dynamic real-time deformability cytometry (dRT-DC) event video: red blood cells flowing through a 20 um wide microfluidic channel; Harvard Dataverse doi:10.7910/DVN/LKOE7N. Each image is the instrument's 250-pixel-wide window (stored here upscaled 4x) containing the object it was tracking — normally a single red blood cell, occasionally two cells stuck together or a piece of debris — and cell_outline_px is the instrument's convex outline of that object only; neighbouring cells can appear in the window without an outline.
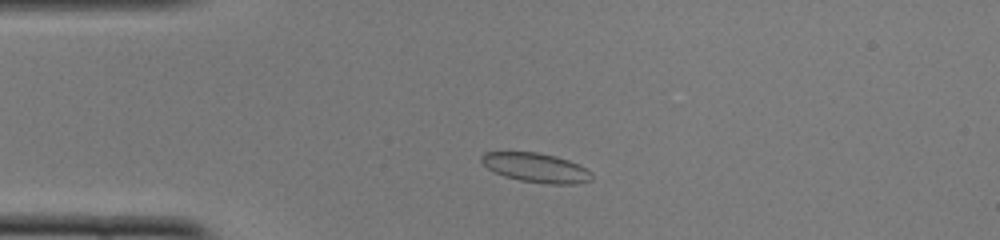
{"species": "common noctule bat (a hibernating species)", "species_latin": "Nyctalus noctula", "temperature_condition": "cold", "stored_images_in_passage": 45, "camera_frame_rate_fps": 3000, "um_per_image_px": 0.085, "animal": {"sex": "female", "body_mass_g": 22.0, "forearm_length_mm": 56.7}, "frame": {"image": 1, "passage_image": 7, "time_ms": 2.0, "image_size_px": [1000, 240], "cell_outline_px": [[592, 180], [576, 184], [548, 184], [520, 180], [504, 176], [488, 168], [480, 160], [480, 156], [484, 152], [540, 152], [556, 156], [580, 164], [592, 172]], "centroid_in_image_um": [45.6, 14.25], "position_along_channel_um": 39.4, "area_um2": 18.96}}
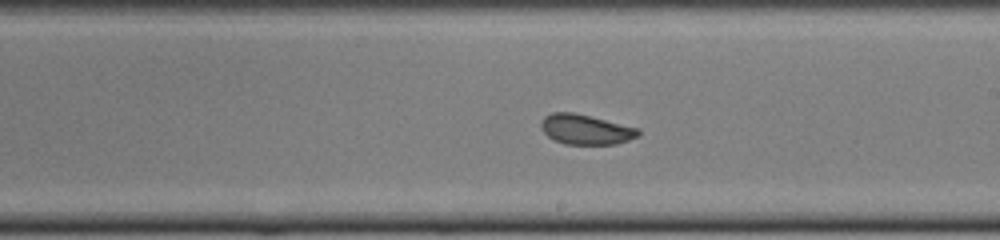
{"frame": {"image": 2, "passage_image": 24, "time_ms": 7.667, "image_size_px": [1000, 240], "cell_outline_px": [[640, 136], [616, 144], [564, 144], [548, 136], [540, 128], [540, 120], [544, 116], [552, 112], [572, 112], [640, 128]], "centroid_in_image_um": [49.78, 11.0], "position_along_channel_um": 239.2, "area_um2": 17.05}}
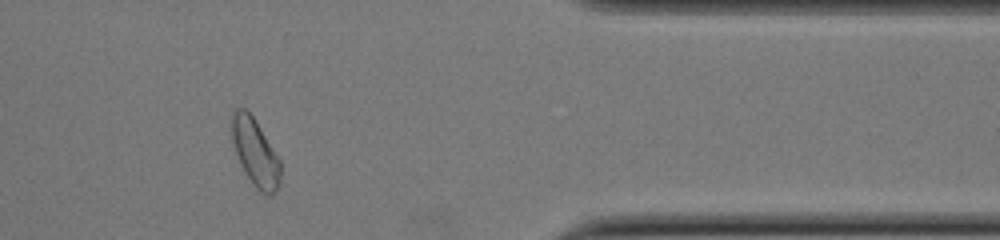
{"frame": {"image": 3, "passage_image": 37, "time_ms": 12.0, "image_size_px": [1000, 240], "cell_outline_px": [[280, 180], [276, 192], [272, 196], [268, 196], [260, 192], [252, 184], [244, 172], [240, 164], [232, 140], [232, 112], [236, 108], [244, 108], [256, 120], [280, 160]], "centroid_in_image_um": [21.7, 12.99], "position_along_channel_um": 389.7, "area_um2": 19.07}, "authors_computed_cell_mechanics": {"area_um2": 17.8602, "velocity_mm_per_s": 3.9722, "shape_relaxation_time_tau1_ms": 4.1427, "shape_relaxation_time_tau2_ms": null, "deformation_change_tau1": 0.0671, "deformation_change_tau2": null}}